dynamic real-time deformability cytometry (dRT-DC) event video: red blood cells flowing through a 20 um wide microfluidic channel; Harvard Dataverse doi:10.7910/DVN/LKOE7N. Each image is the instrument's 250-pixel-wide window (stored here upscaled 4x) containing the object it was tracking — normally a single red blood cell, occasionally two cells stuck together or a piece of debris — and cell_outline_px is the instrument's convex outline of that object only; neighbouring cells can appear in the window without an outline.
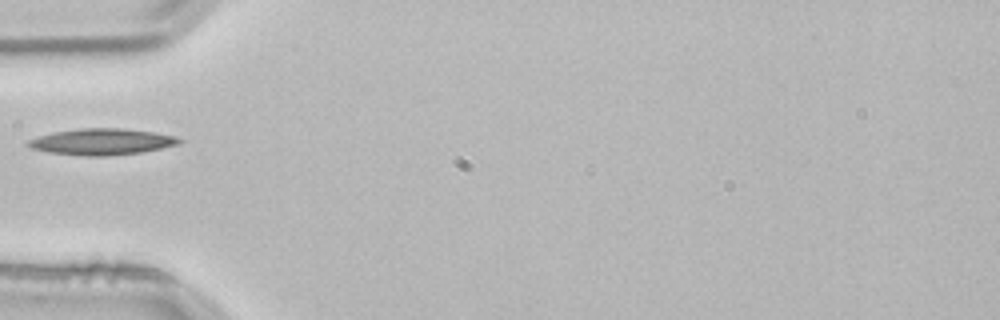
{"species": "common noctule bat (a hibernating species)", "species_latin": "Nyctalus noctula", "temperature_condition": "room temperature", "stored_images_in_passage": 3, "camera_frame_rate_fps": 3000, "um_per_image_px": 0.085, "animal": {"sex": "male", "body_mass_g": 21.5, "forearm_length_mm": 52.0}, "frame": {"image": 1, "passage_image": 3, "time_ms": 0.667, "image_size_px": [1000, 320], "cell_outline_px": [[184, 140], [180, 144], [140, 152], [108, 156], [84, 156], [48, 152], [28, 148], [24, 144], [24, 140], [56, 132], [80, 128], [124, 128], [156, 132], [176, 136]], "centroid_in_image_um": [8.63, 12.04], "position_along_channel_um": 76.4, "area_um2": 23.41}}